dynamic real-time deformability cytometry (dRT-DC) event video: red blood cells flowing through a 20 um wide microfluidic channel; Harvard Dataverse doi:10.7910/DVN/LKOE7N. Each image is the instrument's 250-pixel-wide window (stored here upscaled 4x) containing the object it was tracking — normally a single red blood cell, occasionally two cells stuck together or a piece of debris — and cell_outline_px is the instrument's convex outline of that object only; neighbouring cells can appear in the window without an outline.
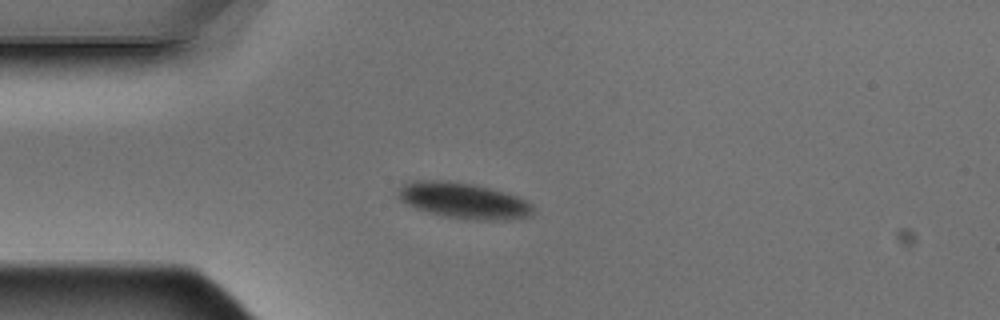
{"species": "Egyptian fruit bat (a non-hibernating species)", "species_latin": "Rousettus aegyptiacus", "temperature_condition": "warm", "stored_images_in_passage": 3, "camera_frame_rate_fps": 3000, "um_per_image_px": 0.085, "animal": {"sex": "male"}, "frame": {"image": 1, "passage_image": 3, "time_ms": 0.667, "image_size_px": [1000, 320], "cell_outline_px": [[536, 212], [532, 216], [512, 220], [472, 220], [444, 216], [428, 212], [416, 208], [400, 200], [396, 192], [404, 184], [412, 180], [452, 180], [472, 184], [504, 192], [528, 200], [532, 204]], "centroid_in_image_um": [39.45, 17.06], "position_along_channel_um": 45.5, "area_um2": 28.55}}